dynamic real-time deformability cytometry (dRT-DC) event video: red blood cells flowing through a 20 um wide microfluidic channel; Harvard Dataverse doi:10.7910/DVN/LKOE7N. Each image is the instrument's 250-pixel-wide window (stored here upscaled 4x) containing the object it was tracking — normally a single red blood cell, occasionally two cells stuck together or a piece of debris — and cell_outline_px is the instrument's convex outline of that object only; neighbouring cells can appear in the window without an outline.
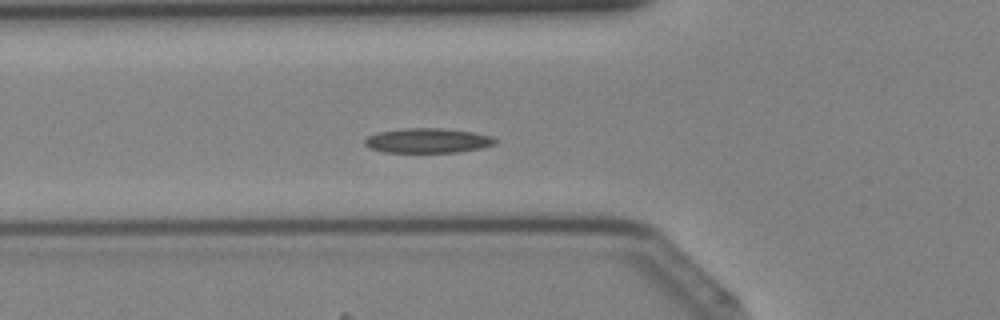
{"species": "Egyptian fruit bat (a non-hibernating species)", "species_latin": "Rousettus aegyptiacus", "temperature_condition": "cold", "stored_images_in_passage": 36, "camera_frame_rate_fps": 3000, "um_per_image_px": 0.085, "animal": {"sex": "female"}, "frame": {"image": 1, "passage_image": 9, "time_ms": 2.667, "image_size_px": [1000, 320], "cell_outline_px": [[496, 144], [480, 148], [456, 152], [384, 152], [368, 148], [364, 144], [364, 140], [368, 136], [380, 132], [404, 128], [444, 128], [472, 132], [492, 136], [496, 140]], "centroid_in_image_um": [36.34, 11.95], "position_along_channel_um": 89.5, "area_um2": 18.73}}
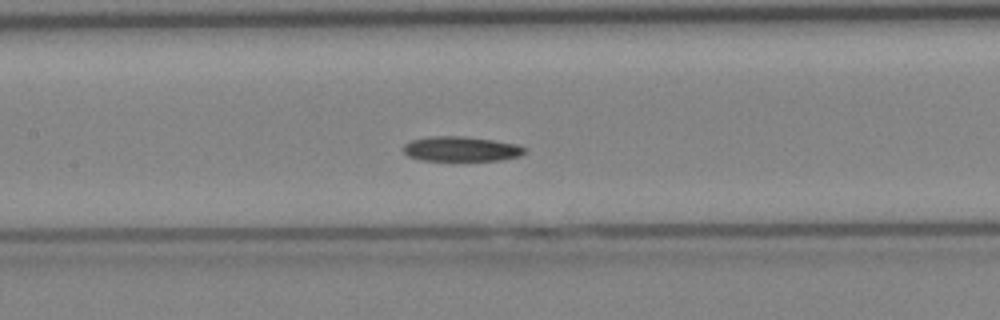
{"frame": {"image": 2, "passage_image": 14, "time_ms": 4.333, "image_size_px": [1000, 320], "cell_outline_px": [[528, 148], [520, 156], [500, 160], [420, 160], [408, 156], [404, 152], [404, 144], [412, 140], [428, 136], [464, 136], [492, 140], [516, 144]], "centroid_in_image_um": [39.19, 12.65], "position_along_channel_um": 168.2, "area_um2": 17.51}}
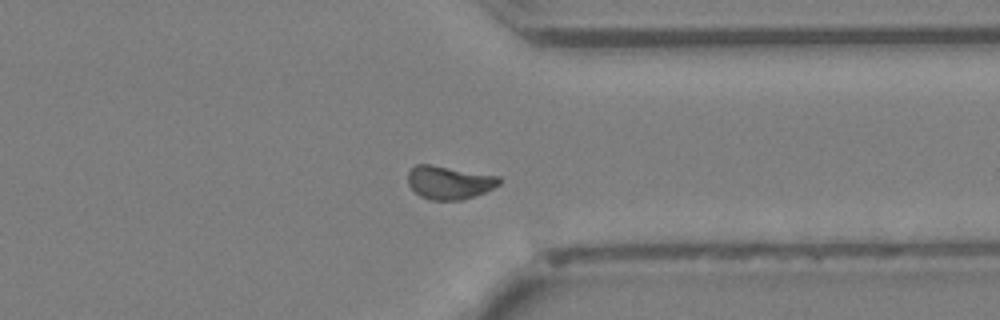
{"frame": {"image": 3, "passage_image": 27, "time_ms": 8.667, "image_size_px": [1000, 320], "cell_outline_px": [[504, 180], [500, 184], [484, 192], [460, 200], [432, 200], [420, 196], [408, 184], [408, 172], [416, 164], [428, 164], [500, 176]], "centroid_in_image_um": [38.2, 15.5], "position_along_channel_um": 373.2, "area_um2": 17.57}}